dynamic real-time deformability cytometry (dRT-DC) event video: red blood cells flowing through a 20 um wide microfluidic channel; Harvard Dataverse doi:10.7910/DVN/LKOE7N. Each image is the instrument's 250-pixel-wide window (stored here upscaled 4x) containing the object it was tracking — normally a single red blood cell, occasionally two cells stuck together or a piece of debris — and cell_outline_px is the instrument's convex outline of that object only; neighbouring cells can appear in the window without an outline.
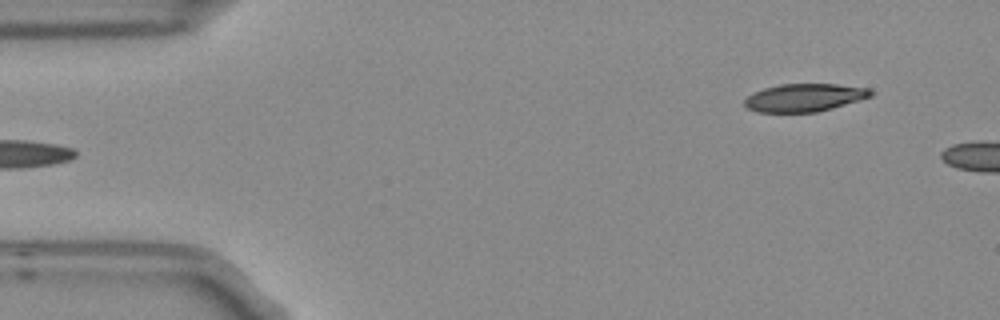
{"species": "Egyptian fruit bat (a non-hibernating species)", "species_latin": "Rousettus aegyptiacus", "temperature_condition": "room temperature", "stored_images_in_passage": 2, "camera_frame_rate_fps": 3000, "um_per_image_px": 0.085, "frame": {"image": 1, "passage_image": 2, "time_ms": 0.333, "image_size_px": [1000, 320], "cell_outline_px": [[876, 92], [872, 96], [860, 100], [832, 108], [816, 112], [756, 112], [748, 108], [744, 104], [744, 100], [752, 92], [764, 88], [780, 84], [836, 84], [868, 88]], "centroid_in_image_um": [68.38, 8.29], "position_along_channel_um": 16.6, "area_um2": 20.58}}